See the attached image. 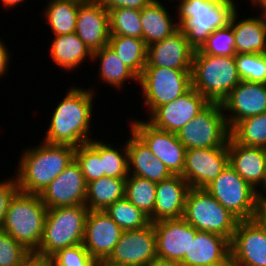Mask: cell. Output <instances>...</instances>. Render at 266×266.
Masks as SVG:
<instances>
[{"instance_id":"6da1fadb","label":"cell","mask_w":266,"mask_h":266,"mask_svg":"<svg viewBox=\"0 0 266 266\" xmlns=\"http://www.w3.org/2000/svg\"><path fill=\"white\" fill-rule=\"evenodd\" d=\"M92 91L75 86L69 88L52 113L43 142L76 148L92 140L89 134L95 97Z\"/></svg>"},{"instance_id":"7a4b0ae2","label":"cell","mask_w":266,"mask_h":266,"mask_svg":"<svg viewBox=\"0 0 266 266\" xmlns=\"http://www.w3.org/2000/svg\"><path fill=\"white\" fill-rule=\"evenodd\" d=\"M75 147L42 141L23 150L15 178L18 190L39 195L74 160Z\"/></svg>"},{"instance_id":"3957f363","label":"cell","mask_w":266,"mask_h":266,"mask_svg":"<svg viewBox=\"0 0 266 266\" xmlns=\"http://www.w3.org/2000/svg\"><path fill=\"white\" fill-rule=\"evenodd\" d=\"M234 0H180L178 26L194 49H199L210 34L225 27L237 3Z\"/></svg>"},{"instance_id":"277c9868","label":"cell","mask_w":266,"mask_h":266,"mask_svg":"<svg viewBox=\"0 0 266 266\" xmlns=\"http://www.w3.org/2000/svg\"><path fill=\"white\" fill-rule=\"evenodd\" d=\"M47 210L39 195L17 190L8 203L2 229L34 254L43 236Z\"/></svg>"},{"instance_id":"5b68a950","label":"cell","mask_w":266,"mask_h":266,"mask_svg":"<svg viewBox=\"0 0 266 266\" xmlns=\"http://www.w3.org/2000/svg\"><path fill=\"white\" fill-rule=\"evenodd\" d=\"M192 87L210 103H222L241 82L235 56H214L194 50Z\"/></svg>"},{"instance_id":"8992f818","label":"cell","mask_w":266,"mask_h":266,"mask_svg":"<svg viewBox=\"0 0 266 266\" xmlns=\"http://www.w3.org/2000/svg\"><path fill=\"white\" fill-rule=\"evenodd\" d=\"M89 211L86 205L48 209L43 236L34 255L50 259L61 249L82 244Z\"/></svg>"},{"instance_id":"52a82bcc","label":"cell","mask_w":266,"mask_h":266,"mask_svg":"<svg viewBox=\"0 0 266 266\" xmlns=\"http://www.w3.org/2000/svg\"><path fill=\"white\" fill-rule=\"evenodd\" d=\"M182 218L196 230L221 235L230 242L240 221L209 192L199 188L189 189Z\"/></svg>"},{"instance_id":"ba28073f","label":"cell","mask_w":266,"mask_h":266,"mask_svg":"<svg viewBox=\"0 0 266 266\" xmlns=\"http://www.w3.org/2000/svg\"><path fill=\"white\" fill-rule=\"evenodd\" d=\"M185 149L228 146L231 130L220 103H209L193 120L176 132Z\"/></svg>"},{"instance_id":"9c48e42d","label":"cell","mask_w":266,"mask_h":266,"mask_svg":"<svg viewBox=\"0 0 266 266\" xmlns=\"http://www.w3.org/2000/svg\"><path fill=\"white\" fill-rule=\"evenodd\" d=\"M205 190L240 221L256 219V190L231 166L228 165Z\"/></svg>"},{"instance_id":"30bf717a","label":"cell","mask_w":266,"mask_h":266,"mask_svg":"<svg viewBox=\"0 0 266 266\" xmlns=\"http://www.w3.org/2000/svg\"><path fill=\"white\" fill-rule=\"evenodd\" d=\"M138 83L145 105L152 113L157 107L176 100L192 87L191 70L144 67Z\"/></svg>"},{"instance_id":"8fae6325","label":"cell","mask_w":266,"mask_h":266,"mask_svg":"<svg viewBox=\"0 0 266 266\" xmlns=\"http://www.w3.org/2000/svg\"><path fill=\"white\" fill-rule=\"evenodd\" d=\"M132 121L130 130L147 145L153 155L161 160L173 175H181L185 165L186 149L176 133L158 129L147 120Z\"/></svg>"},{"instance_id":"7c38bea8","label":"cell","mask_w":266,"mask_h":266,"mask_svg":"<svg viewBox=\"0 0 266 266\" xmlns=\"http://www.w3.org/2000/svg\"><path fill=\"white\" fill-rule=\"evenodd\" d=\"M156 257V235L151 222L141 229L123 231L107 260L123 266H147Z\"/></svg>"},{"instance_id":"4fadbf2b","label":"cell","mask_w":266,"mask_h":266,"mask_svg":"<svg viewBox=\"0 0 266 266\" xmlns=\"http://www.w3.org/2000/svg\"><path fill=\"white\" fill-rule=\"evenodd\" d=\"M228 166V146L187 149L181 176L190 188L205 189Z\"/></svg>"},{"instance_id":"5bb4252c","label":"cell","mask_w":266,"mask_h":266,"mask_svg":"<svg viewBox=\"0 0 266 266\" xmlns=\"http://www.w3.org/2000/svg\"><path fill=\"white\" fill-rule=\"evenodd\" d=\"M209 103L203 95L191 87L176 100L157 107L147 121L158 129L176 133Z\"/></svg>"},{"instance_id":"9a60e30c","label":"cell","mask_w":266,"mask_h":266,"mask_svg":"<svg viewBox=\"0 0 266 266\" xmlns=\"http://www.w3.org/2000/svg\"><path fill=\"white\" fill-rule=\"evenodd\" d=\"M230 248L238 266H266V229L256 219L239 221Z\"/></svg>"},{"instance_id":"2e32d148","label":"cell","mask_w":266,"mask_h":266,"mask_svg":"<svg viewBox=\"0 0 266 266\" xmlns=\"http://www.w3.org/2000/svg\"><path fill=\"white\" fill-rule=\"evenodd\" d=\"M87 184L74 159L39 196L48 209L85 205Z\"/></svg>"},{"instance_id":"e0dca14e","label":"cell","mask_w":266,"mask_h":266,"mask_svg":"<svg viewBox=\"0 0 266 266\" xmlns=\"http://www.w3.org/2000/svg\"><path fill=\"white\" fill-rule=\"evenodd\" d=\"M221 105L231 130L239 121L266 112V84L241 80Z\"/></svg>"},{"instance_id":"ac0fdd59","label":"cell","mask_w":266,"mask_h":266,"mask_svg":"<svg viewBox=\"0 0 266 266\" xmlns=\"http://www.w3.org/2000/svg\"><path fill=\"white\" fill-rule=\"evenodd\" d=\"M158 258L180 262L189 250L191 236L198 230L184 218L161 220L153 223Z\"/></svg>"},{"instance_id":"d6986e66","label":"cell","mask_w":266,"mask_h":266,"mask_svg":"<svg viewBox=\"0 0 266 266\" xmlns=\"http://www.w3.org/2000/svg\"><path fill=\"white\" fill-rule=\"evenodd\" d=\"M76 35L93 53L108 45L109 12L97 0H84L78 7Z\"/></svg>"},{"instance_id":"ffe728a7","label":"cell","mask_w":266,"mask_h":266,"mask_svg":"<svg viewBox=\"0 0 266 266\" xmlns=\"http://www.w3.org/2000/svg\"><path fill=\"white\" fill-rule=\"evenodd\" d=\"M123 230L102 210H90L82 245L96 260L107 259Z\"/></svg>"},{"instance_id":"44dd1931","label":"cell","mask_w":266,"mask_h":266,"mask_svg":"<svg viewBox=\"0 0 266 266\" xmlns=\"http://www.w3.org/2000/svg\"><path fill=\"white\" fill-rule=\"evenodd\" d=\"M194 50L183 30L179 28L167 38L147 46L145 67L191 70Z\"/></svg>"},{"instance_id":"7402d4cb","label":"cell","mask_w":266,"mask_h":266,"mask_svg":"<svg viewBox=\"0 0 266 266\" xmlns=\"http://www.w3.org/2000/svg\"><path fill=\"white\" fill-rule=\"evenodd\" d=\"M230 241L218 234L198 231L191 236L188 252L179 262L182 266H218L231 258Z\"/></svg>"},{"instance_id":"603a6c76","label":"cell","mask_w":266,"mask_h":266,"mask_svg":"<svg viewBox=\"0 0 266 266\" xmlns=\"http://www.w3.org/2000/svg\"><path fill=\"white\" fill-rule=\"evenodd\" d=\"M228 165L256 190L264 177L266 148L244 146L230 136L228 140Z\"/></svg>"},{"instance_id":"cb8c5ba5","label":"cell","mask_w":266,"mask_h":266,"mask_svg":"<svg viewBox=\"0 0 266 266\" xmlns=\"http://www.w3.org/2000/svg\"><path fill=\"white\" fill-rule=\"evenodd\" d=\"M189 184L181 175H172L156 185L154 223L182 218Z\"/></svg>"},{"instance_id":"d4e9b609","label":"cell","mask_w":266,"mask_h":266,"mask_svg":"<svg viewBox=\"0 0 266 266\" xmlns=\"http://www.w3.org/2000/svg\"><path fill=\"white\" fill-rule=\"evenodd\" d=\"M237 12L236 8L229 20L236 54L263 53L266 47V14L238 21Z\"/></svg>"},{"instance_id":"484cf974","label":"cell","mask_w":266,"mask_h":266,"mask_svg":"<svg viewBox=\"0 0 266 266\" xmlns=\"http://www.w3.org/2000/svg\"><path fill=\"white\" fill-rule=\"evenodd\" d=\"M171 17L159 0H152L141 10L140 19L146 46L167 38L180 28Z\"/></svg>"},{"instance_id":"4316f807","label":"cell","mask_w":266,"mask_h":266,"mask_svg":"<svg viewBox=\"0 0 266 266\" xmlns=\"http://www.w3.org/2000/svg\"><path fill=\"white\" fill-rule=\"evenodd\" d=\"M50 45V56L57 66L66 71L74 70L88 57L92 60V52L76 33L54 36ZM88 56V57H87Z\"/></svg>"},{"instance_id":"83f0119b","label":"cell","mask_w":266,"mask_h":266,"mask_svg":"<svg viewBox=\"0 0 266 266\" xmlns=\"http://www.w3.org/2000/svg\"><path fill=\"white\" fill-rule=\"evenodd\" d=\"M126 179L103 176L87 183L85 205L89 210L104 211L125 197Z\"/></svg>"},{"instance_id":"f1b7e54d","label":"cell","mask_w":266,"mask_h":266,"mask_svg":"<svg viewBox=\"0 0 266 266\" xmlns=\"http://www.w3.org/2000/svg\"><path fill=\"white\" fill-rule=\"evenodd\" d=\"M95 60L100 61L98 75L106 85L119 90L127 80L138 83V76L121 61L109 45L93 52L92 61Z\"/></svg>"},{"instance_id":"f546056e","label":"cell","mask_w":266,"mask_h":266,"mask_svg":"<svg viewBox=\"0 0 266 266\" xmlns=\"http://www.w3.org/2000/svg\"><path fill=\"white\" fill-rule=\"evenodd\" d=\"M84 0H48L43 10L45 18L54 35L75 32L78 7Z\"/></svg>"},{"instance_id":"4dcf8cb0","label":"cell","mask_w":266,"mask_h":266,"mask_svg":"<svg viewBox=\"0 0 266 266\" xmlns=\"http://www.w3.org/2000/svg\"><path fill=\"white\" fill-rule=\"evenodd\" d=\"M108 45L138 77L147 63V46L143 39L110 35Z\"/></svg>"},{"instance_id":"1f68e13d","label":"cell","mask_w":266,"mask_h":266,"mask_svg":"<svg viewBox=\"0 0 266 266\" xmlns=\"http://www.w3.org/2000/svg\"><path fill=\"white\" fill-rule=\"evenodd\" d=\"M157 183L129 175L125 182V197L154 223V206Z\"/></svg>"},{"instance_id":"d6a6232c","label":"cell","mask_w":266,"mask_h":266,"mask_svg":"<svg viewBox=\"0 0 266 266\" xmlns=\"http://www.w3.org/2000/svg\"><path fill=\"white\" fill-rule=\"evenodd\" d=\"M231 137L244 146L266 148V112L239 121L231 129Z\"/></svg>"},{"instance_id":"836d02e7","label":"cell","mask_w":266,"mask_h":266,"mask_svg":"<svg viewBox=\"0 0 266 266\" xmlns=\"http://www.w3.org/2000/svg\"><path fill=\"white\" fill-rule=\"evenodd\" d=\"M104 212L123 230H137L149 225L150 219L126 197L108 206Z\"/></svg>"},{"instance_id":"e575fe53","label":"cell","mask_w":266,"mask_h":266,"mask_svg":"<svg viewBox=\"0 0 266 266\" xmlns=\"http://www.w3.org/2000/svg\"><path fill=\"white\" fill-rule=\"evenodd\" d=\"M110 35L143 39L141 11L133 8L109 10Z\"/></svg>"},{"instance_id":"d590c367","label":"cell","mask_w":266,"mask_h":266,"mask_svg":"<svg viewBox=\"0 0 266 266\" xmlns=\"http://www.w3.org/2000/svg\"><path fill=\"white\" fill-rule=\"evenodd\" d=\"M74 159L80 165L86 184L103 177L100 141L90 140L75 148Z\"/></svg>"},{"instance_id":"8d00e7d4","label":"cell","mask_w":266,"mask_h":266,"mask_svg":"<svg viewBox=\"0 0 266 266\" xmlns=\"http://www.w3.org/2000/svg\"><path fill=\"white\" fill-rule=\"evenodd\" d=\"M123 149L113 147L112 144H106L100 140V160L103 166V176L127 179L128 172V152L126 141ZM125 147V148H124Z\"/></svg>"},{"instance_id":"74e56055","label":"cell","mask_w":266,"mask_h":266,"mask_svg":"<svg viewBox=\"0 0 266 266\" xmlns=\"http://www.w3.org/2000/svg\"><path fill=\"white\" fill-rule=\"evenodd\" d=\"M235 62L241 80L266 84V58L263 53L236 54Z\"/></svg>"},{"instance_id":"f35d334b","label":"cell","mask_w":266,"mask_h":266,"mask_svg":"<svg viewBox=\"0 0 266 266\" xmlns=\"http://www.w3.org/2000/svg\"><path fill=\"white\" fill-rule=\"evenodd\" d=\"M198 50L214 56H235L232 26L228 23L225 27L214 30Z\"/></svg>"},{"instance_id":"ab89813d","label":"cell","mask_w":266,"mask_h":266,"mask_svg":"<svg viewBox=\"0 0 266 266\" xmlns=\"http://www.w3.org/2000/svg\"><path fill=\"white\" fill-rule=\"evenodd\" d=\"M31 255L11 235L0 229V266H21Z\"/></svg>"},{"instance_id":"60d3db41","label":"cell","mask_w":266,"mask_h":266,"mask_svg":"<svg viewBox=\"0 0 266 266\" xmlns=\"http://www.w3.org/2000/svg\"><path fill=\"white\" fill-rule=\"evenodd\" d=\"M52 266H96L93 258L82 244L59 250L50 258Z\"/></svg>"},{"instance_id":"b9f144b4","label":"cell","mask_w":266,"mask_h":266,"mask_svg":"<svg viewBox=\"0 0 266 266\" xmlns=\"http://www.w3.org/2000/svg\"><path fill=\"white\" fill-rule=\"evenodd\" d=\"M128 172L129 175L146 178L154 183H159L173 175L166 165L157 158L146 165L128 166Z\"/></svg>"},{"instance_id":"7bdbcfd3","label":"cell","mask_w":266,"mask_h":266,"mask_svg":"<svg viewBox=\"0 0 266 266\" xmlns=\"http://www.w3.org/2000/svg\"><path fill=\"white\" fill-rule=\"evenodd\" d=\"M131 135L126 143L128 152V166L146 165L156 157L147 145L131 130Z\"/></svg>"},{"instance_id":"ee69618b","label":"cell","mask_w":266,"mask_h":266,"mask_svg":"<svg viewBox=\"0 0 266 266\" xmlns=\"http://www.w3.org/2000/svg\"><path fill=\"white\" fill-rule=\"evenodd\" d=\"M17 190L18 186L15 176L12 179L0 181V229H2L8 203Z\"/></svg>"},{"instance_id":"f6af8a7d","label":"cell","mask_w":266,"mask_h":266,"mask_svg":"<svg viewBox=\"0 0 266 266\" xmlns=\"http://www.w3.org/2000/svg\"><path fill=\"white\" fill-rule=\"evenodd\" d=\"M107 11L115 8H133L142 10L152 0H97Z\"/></svg>"},{"instance_id":"bcb514c9","label":"cell","mask_w":266,"mask_h":266,"mask_svg":"<svg viewBox=\"0 0 266 266\" xmlns=\"http://www.w3.org/2000/svg\"><path fill=\"white\" fill-rule=\"evenodd\" d=\"M0 40V78L5 74H7V69L10 60V53L7 49L6 45Z\"/></svg>"},{"instance_id":"7dc6e473","label":"cell","mask_w":266,"mask_h":266,"mask_svg":"<svg viewBox=\"0 0 266 266\" xmlns=\"http://www.w3.org/2000/svg\"><path fill=\"white\" fill-rule=\"evenodd\" d=\"M21 266H52L50 259L36 256L32 254Z\"/></svg>"},{"instance_id":"c3c4849f","label":"cell","mask_w":266,"mask_h":266,"mask_svg":"<svg viewBox=\"0 0 266 266\" xmlns=\"http://www.w3.org/2000/svg\"><path fill=\"white\" fill-rule=\"evenodd\" d=\"M256 220L266 229V202H258Z\"/></svg>"},{"instance_id":"681fc988","label":"cell","mask_w":266,"mask_h":266,"mask_svg":"<svg viewBox=\"0 0 266 266\" xmlns=\"http://www.w3.org/2000/svg\"><path fill=\"white\" fill-rule=\"evenodd\" d=\"M147 266H182V265L177 261L166 260L156 257Z\"/></svg>"},{"instance_id":"f907efd6","label":"cell","mask_w":266,"mask_h":266,"mask_svg":"<svg viewBox=\"0 0 266 266\" xmlns=\"http://www.w3.org/2000/svg\"><path fill=\"white\" fill-rule=\"evenodd\" d=\"M260 188H257L256 189V197H257V201L258 202H266V168H265V172H264V177H263V180H262V183L260 184L259 186ZM263 188V189H262ZM261 189H262V192H261ZM265 192H264V191Z\"/></svg>"},{"instance_id":"816d5d0a","label":"cell","mask_w":266,"mask_h":266,"mask_svg":"<svg viewBox=\"0 0 266 266\" xmlns=\"http://www.w3.org/2000/svg\"><path fill=\"white\" fill-rule=\"evenodd\" d=\"M25 0H1L2 2V6L5 7V9L7 8H14V6L18 5L19 3L24 2Z\"/></svg>"},{"instance_id":"f5cc1de1","label":"cell","mask_w":266,"mask_h":266,"mask_svg":"<svg viewBox=\"0 0 266 266\" xmlns=\"http://www.w3.org/2000/svg\"><path fill=\"white\" fill-rule=\"evenodd\" d=\"M253 6L260 7L262 9L260 14H266V0H250Z\"/></svg>"},{"instance_id":"db71d44e","label":"cell","mask_w":266,"mask_h":266,"mask_svg":"<svg viewBox=\"0 0 266 266\" xmlns=\"http://www.w3.org/2000/svg\"><path fill=\"white\" fill-rule=\"evenodd\" d=\"M96 266H123V265H117V264L111 263L107 259H100V260H97Z\"/></svg>"},{"instance_id":"11a10c76","label":"cell","mask_w":266,"mask_h":266,"mask_svg":"<svg viewBox=\"0 0 266 266\" xmlns=\"http://www.w3.org/2000/svg\"><path fill=\"white\" fill-rule=\"evenodd\" d=\"M218 266H238V265L230 258L225 263Z\"/></svg>"},{"instance_id":"9f6ffc18","label":"cell","mask_w":266,"mask_h":266,"mask_svg":"<svg viewBox=\"0 0 266 266\" xmlns=\"http://www.w3.org/2000/svg\"><path fill=\"white\" fill-rule=\"evenodd\" d=\"M263 55H264L265 58H266V47H265V50H264V52H263Z\"/></svg>"}]
</instances>
